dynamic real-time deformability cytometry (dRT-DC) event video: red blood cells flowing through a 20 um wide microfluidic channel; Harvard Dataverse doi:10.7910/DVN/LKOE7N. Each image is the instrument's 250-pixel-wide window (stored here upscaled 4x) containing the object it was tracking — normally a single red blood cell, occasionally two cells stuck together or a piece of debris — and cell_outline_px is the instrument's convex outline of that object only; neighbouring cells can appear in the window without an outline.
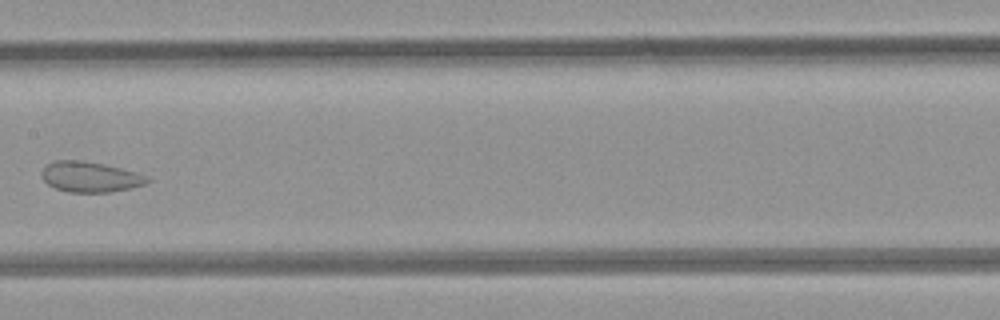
{"species": "common noctule bat (a hibernating species)", "species_latin": "Nyctalus noctula", "temperature_condition": "room temperature", "stored_images_in_passage": 6, "camera_frame_rate_fps": 3000, "um_per_image_px": 0.085, "animal": {"sex": "female", "body_mass_g": 21.9}, "frame": {"image": 1, "passage_image": 6, "time_ms": 5.667, "image_size_px": [1000, 320], "cell_outline_px": [[152, 180], [144, 184], [128, 188], [108, 192], [68, 192], [56, 188], [48, 184], [40, 176], [40, 172], [52, 160], [80, 160], [104, 164], [136, 172]], "centroid_in_image_um": [7.61, 15.02], "position_along_channel_um": 199.8, "area_um2": 18.55}}